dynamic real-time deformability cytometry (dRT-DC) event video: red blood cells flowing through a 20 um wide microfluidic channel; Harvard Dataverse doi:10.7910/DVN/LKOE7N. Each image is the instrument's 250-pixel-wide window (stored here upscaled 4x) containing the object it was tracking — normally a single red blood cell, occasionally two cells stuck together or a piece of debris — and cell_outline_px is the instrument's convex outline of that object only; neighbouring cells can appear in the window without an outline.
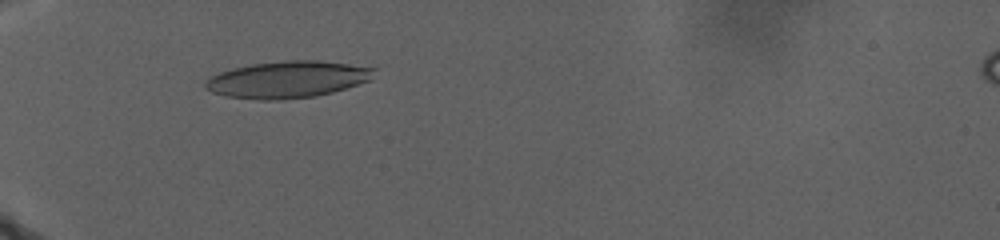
{"species": "human", "species_latin": "Homo sapiens", "temperature_condition": "warm", "stored_images_in_passage": 51, "camera_frame_rate_fps": 3000, "um_per_image_px": 0.085, "donor": {"sex": "male"}, "frame": {"image": 1, "passage_image": 8, "time_ms": 3.333, "image_size_px": [1000, 240], "cell_outline_px": [[376, 68], [372, 80], [332, 92], [316, 96], [280, 100], [260, 100], [224, 96], [212, 92], [204, 88], [204, 84], [212, 76], [220, 72], [252, 64], [284, 60], [316, 60], [348, 64]], "centroid_in_image_um": [24.46, 6.76], "position_along_channel_um": 60.5, "area_um2": 36.13}}
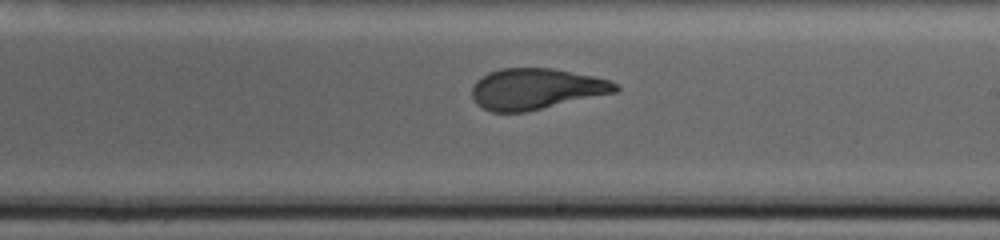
{"frame": {"image": 2, "passage_image": 30, "time_ms": 13.333, "image_size_px": [1000, 240], "cell_outline_px": [[620, 88], [616, 92], [524, 112], [492, 112], [476, 104], [472, 96], [472, 88], [476, 80], [480, 76], [488, 72], [500, 68], [552, 68], [592, 76], [608, 80], [616, 84]], "centroid_in_image_um": [45.51, 7.55], "position_along_channel_um": 243.5, "area_um2": 34.04}}
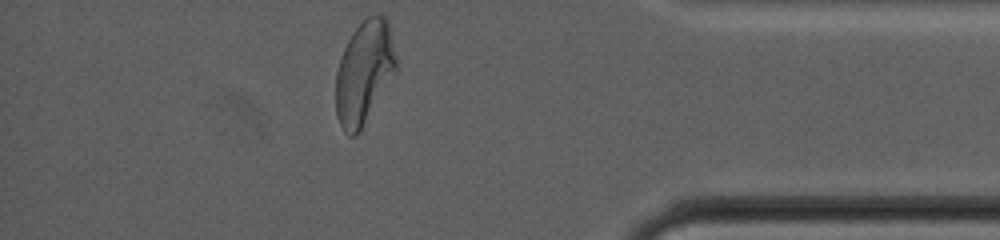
{"frame": {"image": 3, "passage_image": 51, "time_ms": 22.333, "image_size_px": [1000, 240], "cell_outline_px": [[396, 72], [356, 136], [352, 136], [344, 132], [336, 116], [336, 72], [344, 48], [352, 32], [368, 16], [376, 12], [384, 16], [388, 20], [396, 60]], "centroid_in_image_um": [30.95, 6.13], "position_along_channel_um": 404.3, "area_um2": 35.89}, "authors_computed_cell_mechanics": {"area_um2": 34.9112, "velocity_mm_per_s": 2.0333, "shape_relaxation_time_tau1_ms": 9.6641, "shape_relaxation_time_tau2_ms": 1.7774, "deformation_change_tau1": 0.2522, "deformation_change_tau2": 0.0826}}